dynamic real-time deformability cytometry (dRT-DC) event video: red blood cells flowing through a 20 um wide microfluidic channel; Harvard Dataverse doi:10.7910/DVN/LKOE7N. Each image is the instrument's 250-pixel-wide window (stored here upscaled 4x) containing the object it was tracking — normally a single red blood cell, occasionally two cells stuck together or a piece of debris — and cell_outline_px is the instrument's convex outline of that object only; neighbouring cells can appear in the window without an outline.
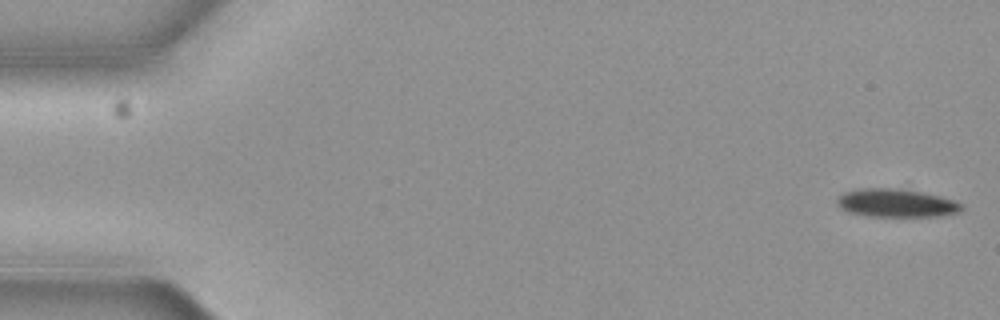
{"species": "common noctule bat (a hibernating species)", "species_latin": "Nyctalus noctula", "temperature_condition": "cold", "stored_images_in_passage": 5, "camera_frame_rate_fps": 3000, "um_per_image_px": 0.085, "animal": {"sex": "female", "body_mass_g": 19.3, "forearm_length_mm": 54.1}, "frame": {"image": 1, "passage_image": 1, "time_ms": 0.0, "image_size_px": [1000, 320], "cell_outline_px": [[964, 208], [960, 212], [940, 216], [868, 216], [848, 212], [840, 208], [836, 200], [844, 192], [856, 188], [900, 188], [924, 192], [940, 196], [964, 204]], "centroid_in_image_um": [76.2, 17.25], "position_along_channel_um": 8.8, "area_um2": 20.69}}